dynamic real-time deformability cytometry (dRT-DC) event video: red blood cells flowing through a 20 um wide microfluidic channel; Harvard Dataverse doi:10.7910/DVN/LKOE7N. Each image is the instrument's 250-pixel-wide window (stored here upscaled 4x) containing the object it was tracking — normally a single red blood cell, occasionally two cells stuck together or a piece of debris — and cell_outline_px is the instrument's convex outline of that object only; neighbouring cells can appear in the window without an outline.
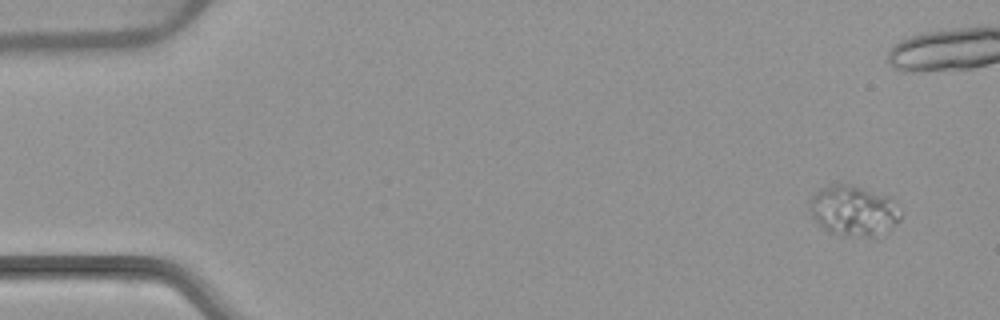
{"species": "common noctule bat (a hibernating species)", "species_latin": "Nyctalus noctula", "temperature_condition": "warm", "stored_images_in_passage": 8, "camera_frame_rate_fps": 3000, "um_per_image_px": 0.085, "animal": {"sex": "female", "body_mass_g": 22.7, "forearm_length_mm": 54.2}, "frame": {"image": 1, "passage_image": 1, "time_ms": 0.0, "image_size_px": [1000, 320], "cell_outline_px": [[900, 220], [896, 224], [872, 236], [844, 236], [828, 232], [812, 216], [808, 208], [808, 200], [820, 188], [828, 184], [852, 184], [892, 196], [900, 216]], "centroid_in_image_um": [72.51, 17.86], "position_along_channel_um": 12.5, "area_um2": 26.82}}
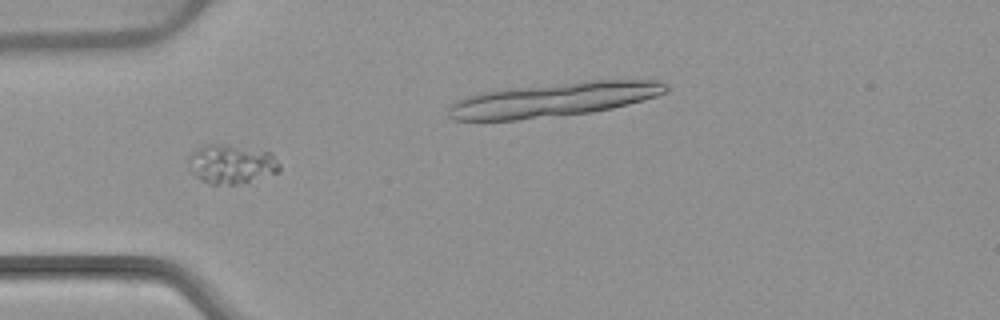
{"frame": {"image": 2, "passage_image": 5, "time_ms": 4.667, "image_size_px": [1000, 320], "cell_outline_px": [[280, 172], [236, 184], [208, 184], [200, 180], [192, 172], [188, 160], [188, 156], [196, 148], [204, 144], [224, 144], [272, 152], [280, 164]], "centroid_in_image_um": [19.66, 13.93], "position_along_channel_um": 65.3, "area_um2": 20.81}}